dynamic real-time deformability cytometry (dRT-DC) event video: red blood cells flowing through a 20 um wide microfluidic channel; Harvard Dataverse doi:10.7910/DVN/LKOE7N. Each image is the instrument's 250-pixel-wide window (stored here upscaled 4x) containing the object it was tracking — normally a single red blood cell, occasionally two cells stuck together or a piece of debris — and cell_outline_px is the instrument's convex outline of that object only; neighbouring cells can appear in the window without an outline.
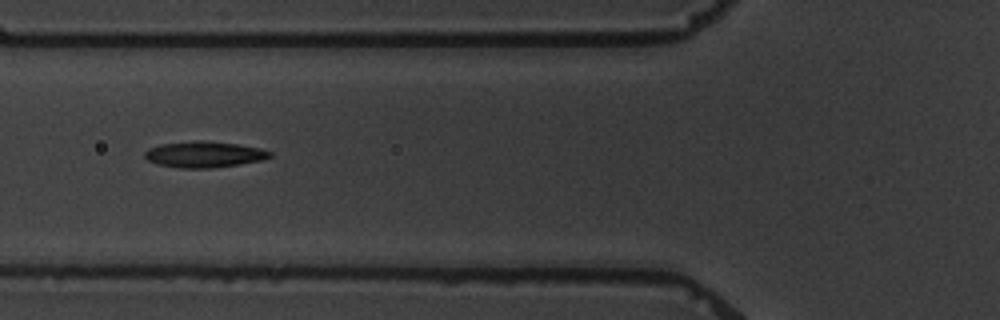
{"species": "common noctule bat (a hibernating species)", "species_latin": "Nyctalus noctula", "temperature_condition": "warm", "stored_images_in_passage": 10, "camera_frame_rate_fps": 3000, "um_per_image_px": 0.085, "animal": {"sex": "male", "body_mass_g": 19.5, "forearm_length_mm": 54.6}, "frame": {"image": 1, "passage_image": 2, "time_ms": 1.0, "image_size_px": [1000, 320], "cell_outline_px": [[272, 156], [260, 160], [240, 164], [212, 168], [180, 168], [156, 164], [148, 160], [144, 156], [144, 152], [148, 148], [160, 144], [200, 140], [204, 140], [236, 144], [260, 148], [272, 152]], "centroid_in_image_um": [17.32, 13.12], "position_along_channel_um": 108.5, "area_um2": 19.02}}
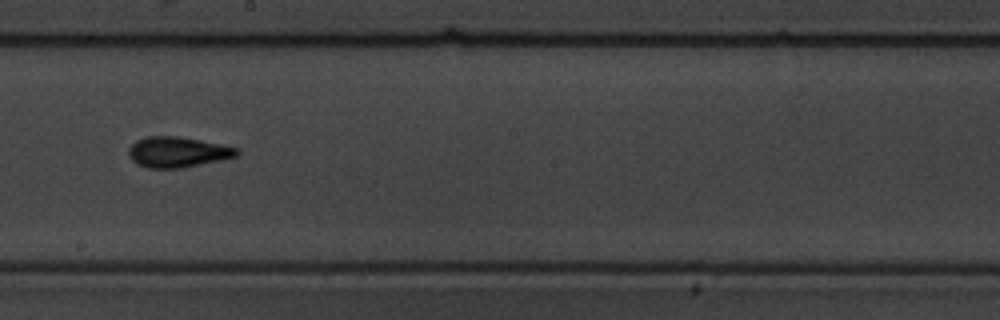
{"frame": {"image": 2, "passage_image": 5, "time_ms": 4.667, "image_size_px": [1000, 320], "cell_outline_px": [[240, 152], [236, 156], [220, 160], [180, 168], [148, 168], [136, 164], [128, 156], [128, 148], [136, 140], [148, 136], [180, 136], [220, 144], [236, 148]], "centroid_in_image_um": [15.04, 12.92], "position_along_channel_um": 233.2, "area_um2": 19.19}}
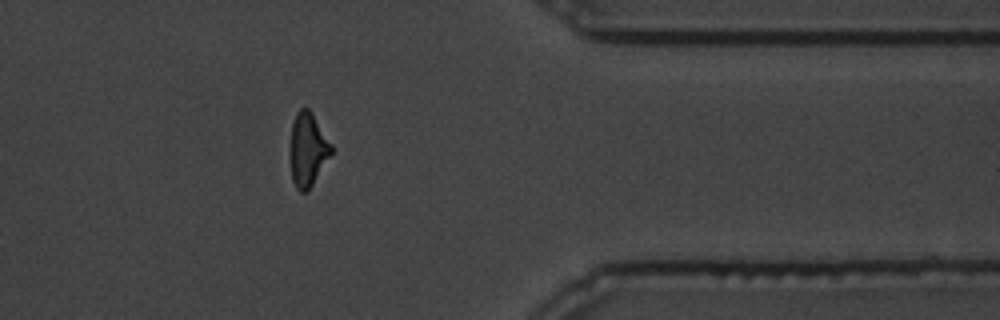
{"frame": {"image": 3, "passage_image": 9, "time_ms": 9.667, "image_size_px": [1000, 320], "cell_outline_px": [[332, 152], [308, 192], [300, 192], [296, 188], [292, 180], [288, 152], [292, 124], [296, 112], [300, 108], [308, 108], [312, 112], [332, 144]], "centroid_in_image_um": [26.12, 12.72], "position_along_channel_um": 385.3, "area_um2": 18.03}}